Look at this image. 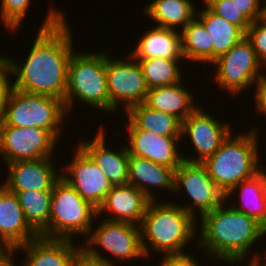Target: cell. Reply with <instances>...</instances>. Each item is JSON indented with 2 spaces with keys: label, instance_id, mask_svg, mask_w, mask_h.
<instances>
[{
  "label": "cell",
  "instance_id": "obj_12",
  "mask_svg": "<svg viewBox=\"0 0 266 266\" xmlns=\"http://www.w3.org/2000/svg\"><path fill=\"white\" fill-rule=\"evenodd\" d=\"M58 139L42 128L0 125V155L5 164L51 158Z\"/></svg>",
  "mask_w": 266,
  "mask_h": 266
},
{
  "label": "cell",
  "instance_id": "obj_4",
  "mask_svg": "<svg viewBox=\"0 0 266 266\" xmlns=\"http://www.w3.org/2000/svg\"><path fill=\"white\" fill-rule=\"evenodd\" d=\"M258 129L252 126V129L240 135L232 132L219 149L203 162L209 176L224 195L263 169L258 156L257 140L261 131Z\"/></svg>",
  "mask_w": 266,
  "mask_h": 266
},
{
  "label": "cell",
  "instance_id": "obj_28",
  "mask_svg": "<svg viewBox=\"0 0 266 266\" xmlns=\"http://www.w3.org/2000/svg\"><path fill=\"white\" fill-rule=\"evenodd\" d=\"M180 37L184 60L198 62L204 66L213 63V39L197 17L180 30Z\"/></svg>",
  "mask_w": 266,
  "mask_h": 266
},
{
  "label": "cell",
  "instance_id": "obj_19",
  "mask_svg": "<svg viewBox=\"0 0 266 266\" xmlns=\"http://www.w3.org/2000/svg\"><path fill=\"white\" fill-rule=\"evenodd\" d=\"M98 133L90 140L83 139L78 146L98 165L113 185L128 184V160L129 153L126 144L120 146L117 151L106 144L105 129L102 125L98 128Z\"/></svg>",
  "mask_w": 266,
  "mask_h": 266
},
{
  "label": "cell",
  "instance_id": "obj_40",
  "mask_svg": "<svg viewBox=\"0 0 266 266\" xmlns=\"http://www.w3.org/2000/svg\"><path fill=\"white\" fill-rule=\"evenodd\" d=\"M14 255H15V251L9 254L0 255V266H16L14 263L15 261ZM19 266H23V264L21 263V265Z\"/></svg>",
  "mask_w": 266,
  "mask_h": 266
},
{
  "label": "cell",
  "instance_id": "obj_36",
  "mask_svg": "<svg viewBox=\"0 0 266 266\" xmlns=\"http://www.w3.org/2000/svg\"><path fill=\"white\" fill-rule=\"evenodd\" d=\"M199 260L192 253L166 255L161 257L160 263L157 266H200Z\"/></svg>",
  "mask_w": 266,
  "mask_h": 266
},
{
  "label": "cell",
  "instance_id": "obj_29",
  "mask_svg": "<svg viewBox=\"0 0 266 266\" xmlns=\"http://www.w3.org/2000/svg\"><path fill=\"white\" fill-rule=\"evenodd\" d=\"M11 192L16 194L29 226L39 236L47 238V225L49 224L53 191L26 190Z\"/></svg>",
  "mask_w": 266,
  "mask_h": 266
},
{
  "label": "cell",
  "instance_id": "obj_37",
  "mask_svg": "<svg viewBox=\"0 0 266 266\" xmlns=\"http://www.w3.org/2000/svg\"><path fill=\"white\" fill-rule=\"evenodd\" d=\"M254 100L257 112L266 116V74L257 82L255 86Z\"/></svg>",
  "mask_w": 266,
  "mask_h": 266
},
{
  "label": "cell",
  "instance_id": "obj_35",
  "mask_svg": "<svg viewBox=\"0 0 266 266\" xmlns=\"http://www.w3.org/2000/svg\"><path fill=\"white\" fill-rule=\"evenodd\" d=\"M232 2L251 22L265 17V0H232Z\"/></svg>",
  "mask_w": 266,
  "mask_h": 266
},
{
  "label": "cell",
  "instance_id": "obj_30",
  "mask_svg": "<svg viewBox=\"0 0 266 266\" xmlns=\"http://www.w3.org/2000/svg\"><path fill=\"white\" fill-rule=\"evenodd\" d=\"M136 60L142 69V73L149 89L176 84L181 81V77H184L182 76L183 70L180 67L181 60L166 58Z\"/></svg>",
  "mask_w": 266,
  "mask_h": 266
},
{
  "label": "cell",
  "instance_id": "obj_31",
  "mask_svg": "<svg viewBox=\"0 0 266 266\" xmlns=\"http://www.w3.org/2000/svg\"><path fill=\"white\" fill-rule=\"evenodd\" d=\"M32 0H2L0 6V18L7 31L16 32L22 25V20L30 9Z\"/></svg>",
  "mask_w": 266,
  "mask_h": 266
},
{
  "label": "cell",
  "instance_id": "obj_3",
  "mask_svg": "<svg viewBox=\"0 0 266 266\" xmlns=\"http://www.w3.org/2000/svg\"><path fill=\"white\" fill-rule=\"evenodd\" d=\"M159 202L158 200L149 202L140 224L141 245L145 259L150 258L153 251L155 253L158 251L163 256L189 253L185 252L184 248L186 249L190 242H194L196 233L199 234L197 219L172 199Z\"/></svg>",
  "mask_w": 266,
  "mask_h": 266
},
{
  "label": "cell",
  "instance_id": "obj_23",
  "mask_svg": "<svg viewBox=\"0 0 266 266\" xmlns=\"http://www.w3.org/2000/svg\"><path fill=\"white\" fill-rule=\"evenodd\" d=\"M182 81L167 86L149 89L144 103L152 109L175 116L183 122L198 107L194 95Z\"/></svg>",
  "mask_w": 266,
  "mask_h": 266
},
{
  "label": "cell",
  "instance_id": "obj_24",
  "mask_svg": "<svg viewBox=\"0 0 266 266\" xmlns=\"http://www.w3.org/2000/svg\"><path fill=\"white\" fill-rule=\"evenodd\" d=\"M236 192H238V195L240 192L239 206L238 203L234 205L231 203V206L247 216L253 217L266 228V168L254 177L233 187L225 195V200L228 202L230 196L236 194Z\"/></svg>",
  "mask_w": 266,
  "mask_h": 266
},
{
  "label": "cell",
  "instance_id": "obj_18",
  "mask_svg": "<svg viewBox=\"0 0 266 266\" xmlns=\"http://www.w3.org/2000/svg\"><path fill=\"white\" fill-rule=\"evenodd\" d=\"M73 243L74 240L38 236L14 251L25 252L23 266H74L81 254V245L76 247Z\"/></svg>",
  "mask_w": 266,
  "mask_h": 266
},
{
  "label": "cell",
  "instance_id": "obj_15",
  "mask_svg": "<svg viewBox=\"0 0 266 266\" xmlns=\"http://www.w3.org/2000/svg\"><path fill=\"white\" fill-rule=\"evenodd\" d=\"M125 124L129 137L126 146L129 155L148 159L174 170L184 161L183 154L178 149L182 137H167L139 130L129 120Z\"/></svg>",
  "mask_w": 266,
  "mask_h": 266
},
{
  "label": "cell",
  "instance_id": "obj_25",
  "mask_svg": "<svg viewBox=\"0 0 266 266\" xmlns=\"http://www.w3.org/2000/svg\"><path fill=\"white\" fill-rule=\"evenodd\" d=\"M194 7L192 0H153L144 6V13L157 23L155 26L179 31L196 17Z\"/></svg>",
  "mask_w": 266,
  "mask_h": 266
},
{
  "label": "cell",
  "instance_id": "obj_9",
  "mask_svg": "<svg viewBox=\"0 0 266 266\" xmlns=\"http://www.w3.org/2000/svg\"><path fill=\"white\" fill-rule=\"evenodd\" d=\"M211 65L217 68L213 78L220 90H227L235 97L250 90L252 84L255 87L264 75L263 66L246 36Z\"/></svg>",
  "mask_w": 266,
  "mask_h": 266
},
{
  "label": "cell",
  "instance_id": "obj_33",
  "mask_svg": "<svg viewBox=\"0 0 266 266\" xmlns=\"http://www.w3.org/2000/svg\"><path fill=\"white\" fill-rule=\"evenodd\" d=\"M245 36L251 42L259 62L266 69V16L251 22Z\"/></svg>",
  "mask_w": 266,
  "mask_h": 266
},
{
  "label": "cell",
  "instance_id": "obj_22",
  "mask_svg": "<svg viewBox=\"0 0 266 266\" xmlns=\"http://www.w3.org/2000/svg\"><path fill=\"white\" fill-rule=\"evenodd\" d=\"M150 29L140 37L135 49L130 51L135 59L166 58L184 60L180 31L158 26Z\"/></svg>",
  "mask_w": 266,
  "mask_h": 266
},
{
  "label": "cell",
  "instance_id": "obj_2",
  "mask_svg": "<svg viewBox=\"0 0 266 266\" xmlns=\"http://www.w3.org/2000/svg\"><path fill=\"white\" fill-rule=\"evenodd\" d=\"M226 204L229 205L225 200L199 218L201 232L194 244L199 253L201 249L215 263L221 259V263L227 265L233 266L238 262L241 265L250 255L252 245L266 235V228L253 217Z\"/></svg>",
  "mask_w": 266,
  "mask_h": 266
},
{
  "label": "cell",
  "instance_id": "obj_14",
  "mask_svg": "<svg viewBox=\"0 0 266 266\" xmlns=\"http://www.w3.org/2000/svg\"><path fill=\"white\" fill-rule=\"evenodd\" d=\"M205 112L204 108L199 106L182 122V137L184 139L188 135L197 153L195 157L183 155L185 161L203 163L219 149L232 132H235L230 123L219 121L217 117Z\"/></svg>",
  "mask_w": 266,
  "mask_h": 266
},
{
  "label": "cell",
  "instance_id": "obj_10",
  "mask_svg": "<svg viewBox=\"0 0 266 266\" xmlns=\"http://www.w3.org/2000/svg\"><path fill=\"white\" fill-rule=\"evenodd\" d=\"M184 188V189H183ZM184 193L192 203L178 204L195 219L200 218L225 201L224 193L217 187L214 180L209 176L206 166L201 162L183 161L174 173V192ZM186 191V192H185ZM199 210V211H197ZM196 212L198 214H196Z\"/></svg>",
  "mask_w": 266,
  "mask_h": 266
},
{
  "label": "cell",
  "instance_id": "obj_6",
  "mask_svg": "<svg viewBox=\"0 0 266 266\" xmlns=\"http://www.w3.org/2000/svg\"><path fill=\"white\" fill-rule=\"evenodd\" d=\"M65 116L68 115L63 100L13 88L0 125L42 128L60 140Z\"/></svg>",
  "mask_w": 266,
  "mask_h": 266
},
{
  "label": "cell",
  "instance_id": "obj_21",
  "mask_svg": "<svg viewBox=\"0 0 266 266\" xmlns=\"http://www.w3.org/2000/svg\"><path fill=\"white\" fill-rule=\"evenodd\" d=\"M174 173L175 170L172 168L129 155L128 183L137 187L150 200H157L156 194L150 191L152 190L151 187L174 192Z\"/></svg>",
  "mask_w": 266,
  "mask_h": 266
},
{
  "label": "cell",
  "instance_id": "obj_1",
  "mask_svg": "<svg viewBox=\"0 0 266 266\" xmlns=\"http://www.w3.org/2000/svg\"><path fill=\"white\" fill-rule=\"evenodd\" d=\"M63 11L50 8L24 63L9 58L14 88L64 101L73 36ZM69 26V27H68Z\"/></svg>",
  "mask_w": 266,
  "mask_h": 266
},
{
  "label": "cell",
  "instance_id": "obj_5",
  "mask_svg": "<svg viewBox=\"0 0 266 266\" xmlns=\"http://www.w3.org/2000/svg\"><path fill=\"white\" fill-rule=\"evenodd\" d=\"M105 52V49L94 53L73 51L68 63L67 90L64 99L67 113L73 110L75 100L102 113H110Z\"/></svg>",
  "mask_w": 266,
  "mask_h": 266
},
{
  "label": "cell",
  "instance_id": "obj_41",
  "mask_svg": "<svg viewBox=\"0 0 266 266\" xmlns=\"http://www.w3.org/2000/svg\"><path fill=\"white\" fill-rule=\"evenodd\" d=\"M14 248L0 235V255L14 252Z\"/></svg>",
  "mask_w": 266,
  "mask_h": 266
},
{
  "label": "cell",
  "instance_id": "obj_39",
  "mask_svg": "<svg viewBox=\"0 0 266 266\" xmlns=\"http://www.w3.org/2000/svg\"><path fill=\"white\" fill-rule=\"evenodd\" d=\"M257 253L255 252L254 254H252L253 256L251 257L252 259H250L251 261L247 264L248 266H266V259H265L266 252H265V256L263 253L262 255L259 252ZM261 257H264V258H261Z\"/></svg>",
  "mask_w": 266,
  "mask_h": 266
},
{
  "label": "cell",
  "instance_id": "obj_16",
  "mask_svg": "<svg viewBox=\"0 0 266 266\" xmlns=\"http://www.w3.org/2000/svg\"><path fill=\"white\" fill-rule=\"evenodd\" d=\"M54 162L52 157L8 163V176L2 185L9 191H53L54 183L61 177Z\"/></svg>",
  "mask_w": 266,
  "mask_h": 266
},
{
  "label": "cell",
  "instance_id": "obj_13",
  "mask_svg": "<svg viewBox=\"0 0 266 266\" xmlns=\"http://www.w3.org/2000/svg\"><path fill=\"white\" fill-rule=\"evenodd\" d=\"M73 152V159L60 167V176L98 209L114 185L79 146Z\"/></svg>",
  "mask_w": 266,
  "mask_h": 266
},
{
  "label": "cell",
  "instance_id": "obj_7",
  "mask_svg": "<svg viewBox=\"0 0 266 266\" xmlns=\"http://www.w3.org/2000/svg\"><path fill=\"white\" fill-rule=\"evenodd\" d=\"M97 217V209L64 179L60 177L54 183L47 238L74 240L76 234L87 237Z\"/></svg>",
  "mask_w": 266,
  "mask_h": 266
},
{
  "label": "cell",
  "instance_id": "obj_26",
  "mask_svg": "<svg viewBox=\"0 0 266 266\" xmlns=\"http://www.w3.org/2000/svg\"><path fill=\"white\" fill-rule=\"evenodd\" d=\"M127 119L139 130L167 137H182V122L173 115L160 112L144 102L126 111Z\"/></svg>",
  "mask_w": 266,
  "mask_h": 266
},
{
  "label": "cell",
  "instance_id": "obj_20",
  "mask_svg": "<svg viewBox=\"0 0 266 266\" xmlns=\"http://www.w3.org/2000/svg\"><path fill=\"white\" fill-rule=\"evenodd\" d=\"M0 235L14 248L39 235L27 223L15 193L0 184Z\"/></svg>",
  "mask_w": 266,
  "mask_h": 266
},
{
  "label": "cell",
  "instance_id": "obj_27",
  "mask_svg": "<svg viewBox=\"0 0 266 266\" xmlns=\"http://www.w3.org/2000/svg\"><path fill=\"white\" fill-rule=\"evenodd\" d=\"M196 17L204 24L213 39V62L245 36L239 27L216 15L207 5L196 12Z\"/></svg>",
  "mask_w": 266,
  "mask_h": 266
},
{
  "label": "cell",
  "instance_id": "obj_32",
  "mask_svg": "<svg viewBox=\"0 0 266 266\" xmlns=\"http://www.w3.org/2000/svg\"><path fill=\"white\" fill-rule=\"evenodd\" d=\"M216 15L229 23L239 27L244 33L251 25V21L243 15L232 0H203Z\"/></svg>",
  "mask_w": 266,
  "mask_h": 266
},
{
  "label": "cell",
  "instance_id": "obj_17",
  "mask_svg": "<svg viewBox=\"0 0 266 266\" xmlns=\"http://www.w3.org/2000/svg\"><path fill=\"white\" fill-rule=\"evenodd\" d=\"M151 200L132 184L114 185L97 209V216L110 213L104 219L140 226ZM112 215V216H109Z\"/></svg>",
  "mask_w": 266,
  "mask_h": 266
},
{
  "label": "cell",
  "instance_id": "obj_38",
  "mask_svg": "<svg viewBox=\"0 0 266 266\" xmlns=\"http://www.w3.org/2000/svg\"><path fill=\"white\" fill-rule=\"evenodd\" d=\"M74 266H111L106 263L98 262V261H93L88 258H86L82 253L80 256L77 258Z\"/></svg>",
  "mask_w": 266,
  "mask_h": 266
},
{
  "label": "cell",
  "instance_id": "obj_8",
  "mask_svg": "<svg viewBox=\"0 0 266 266\" xmlns=\"http://www.w3.org/2000/svg\"><path fill=\"white\" fill-rule=\"evenodd\" d=\"M102 220L96 228L90 229L87 238L84 237L86 239L84 245L81 244V253L86 258L115 266L113 258L103 255L102 251L98 250L100 247L121 263L145 258L141 245L140 226L127 222Z\"/></svg>",
  "mask_w": 266,
  "mask_h": 266
},
{
  "label": "cell",
  "instance_id": "obj_34",
  "mask_svg": "<svg viewBox=\"0 0 266 266\" xmlns=\"http://www.w3.org/2000/svg\"><path fill=\"white\" fill-rule=\"evenodd\" d=\"M13 75L9 57L0 55V119L2 118L9 96L14 88L9 77Z\"/></svg>",
  "mask_w": 266,
  "mask_h": 266
},
{
  "label": "cell",
  "instance_id": "obj_11",
  "mask_svg": "<svg viewBox=\"0 0 266 266\" xmlns=\"http://www.w3.org/2000/svg\"><path fill=\"white\" fill-rule=\"evenodd\" d=\"M106 77L110 113L123 106L127 111L145 101L149 88L138 61L131 54L128 59H113L106 52Z\"/></svg>",
  "mask_w": 266,
  "mask_h": 266
}]
</instances>
